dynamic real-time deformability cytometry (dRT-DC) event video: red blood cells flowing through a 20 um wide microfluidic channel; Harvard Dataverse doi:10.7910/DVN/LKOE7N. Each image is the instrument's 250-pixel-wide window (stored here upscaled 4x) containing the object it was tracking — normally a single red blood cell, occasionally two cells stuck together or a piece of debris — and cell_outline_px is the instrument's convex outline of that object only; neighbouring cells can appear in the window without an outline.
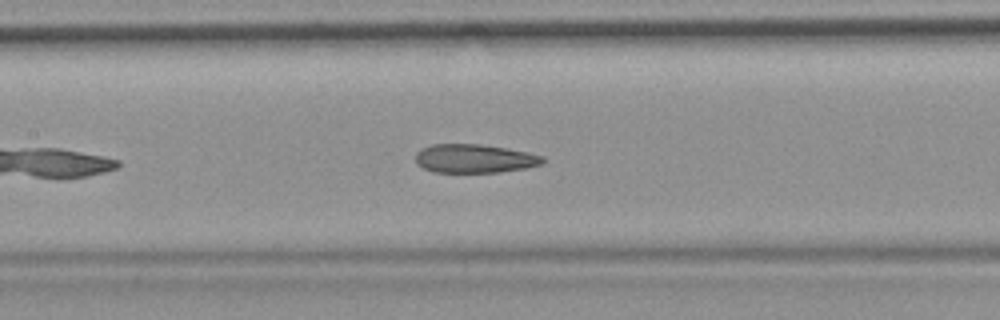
{"species": "common noctule bat (a hibernating species)", "species_latin": "Nyctalus noctula", "temperature_condition": "room temperature", "stored_images_in_passage": 29, "camera_frame_rate_fps": 3000, "um_per_image_px": 0.085, "animal": {"sex": "female", "body_mass_g": 19.9}, "frame": {"image": 1, "passage_image": 13, "time_ms": 4.0, "image_size_px": [1000, 320], "cell_outline_px": [[548, 160], [544, 164], [524, 168], [500, 172], [436, 172], [424, 168], [416, 164], [416, 152], [420, 148], [432, 144], [480, 144], [528, 152], [544, 156]], "centroid_in_image_um": [40.35, 13.47], "position_along_channel_um": 167.0, "area_um2": 21.39}}